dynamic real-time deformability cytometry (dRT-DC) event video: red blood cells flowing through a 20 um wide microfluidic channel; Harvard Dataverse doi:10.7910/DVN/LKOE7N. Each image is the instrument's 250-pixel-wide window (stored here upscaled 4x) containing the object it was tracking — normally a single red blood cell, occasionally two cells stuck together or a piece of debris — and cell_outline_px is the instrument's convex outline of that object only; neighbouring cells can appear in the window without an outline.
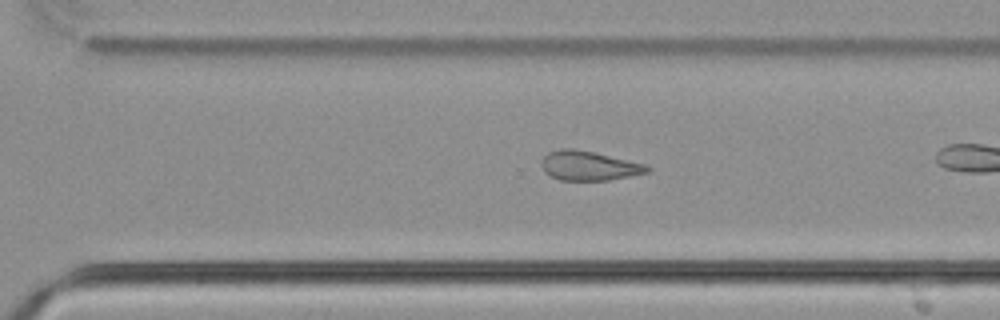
{"species": "common noctule bat (a hibernating species)", "species_latin": "Nyctalus noctula", "temperature_condition": "cold", "stored_images_in_passage": 28, "camera_frame_rate_fps": 3000, "um_per_image_px": 0.085, "animal": {"sex": "male", "body_mass_g": 21.5, "forearm_length_mm": 52.0}, "frame": {"image": 1, "passage_image": 24, "time_ms": 7.667, "image_size_px": [1000, 320], "cell_outline_px": [[652, 168], [648, 172], [608, 180], [560, 180], [544, 172], [540, 164], [544, 156], [548, 152], [560, 148], [572, 148], [592, 152], [644, 164]], "centroid_in_image_um": [50.0, 14.09], "position_along_channel_um": 320.6, "area_um2": 17.86}}